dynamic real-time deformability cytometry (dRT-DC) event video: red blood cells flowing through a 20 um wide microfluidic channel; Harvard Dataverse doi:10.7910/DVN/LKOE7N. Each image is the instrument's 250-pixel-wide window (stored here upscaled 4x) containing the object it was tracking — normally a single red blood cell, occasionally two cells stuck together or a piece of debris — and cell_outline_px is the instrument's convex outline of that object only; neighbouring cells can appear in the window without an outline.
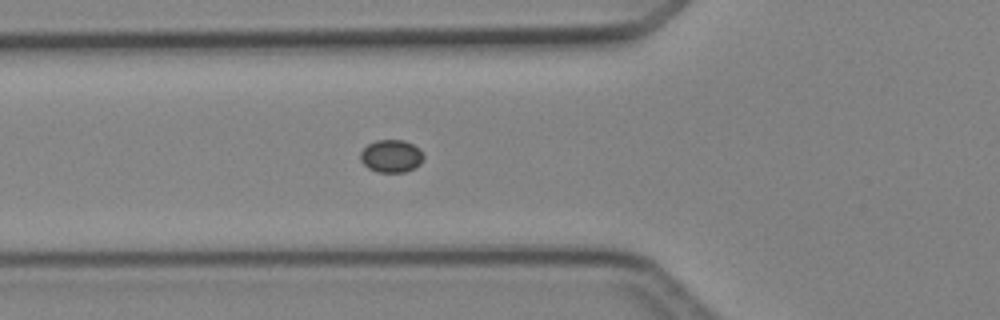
{"species": "Egyptian fruit bat (a non-hibernating species)", "species_latin": "Rousettus aegyptiacus", "temperature_condition": "cold", "stored_images_in_passage": 27, "camera_frame_rate_fps": 3000, "um_per_image_px": 0.085, "animal": {"sex": "female"}, "frame": {"image": 1, "passage_image": 3, "time_ms": 0.667, "image_size_px": [1000, 320], "cell_outline_px": [[424, 156], [420, 164], [404, 172], [380, 172], [368, 168], [360, 160], [360, 152], [368, 144], [376, 140], [404, 140], [412, 144]], "centroid_in_image_um": [33.22, 13.26], "position_along_channel_um": 92.6, "area_um2": 11.79}}
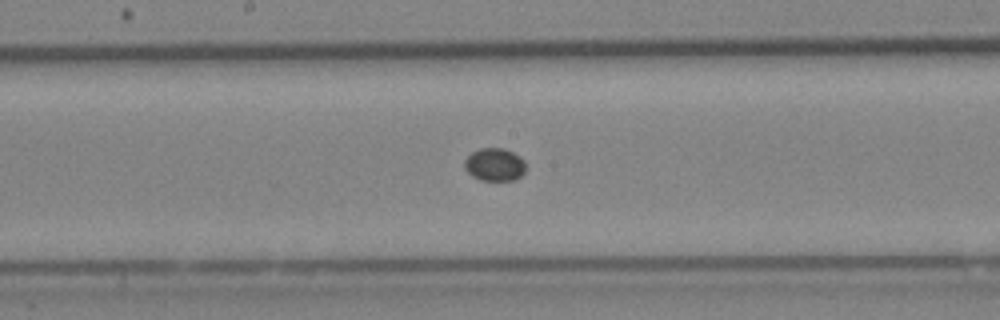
{"frame": {"image": 2, "passage_image": 11, "time_ms": 3.333, "image_size_px": [1000, 320], "cell_outline_px": [[524, 172], [520, 176], [512, 180], [480, 180], [472, 176], [464, 168], [464, 160], [472, 152], [480, 148], [504, 148], [512, 152], [524, 160]], "centroid_in_image_um": [42.01, 13.98], "position_along_channel_um": 206.2, "area_um2": 11.62}}
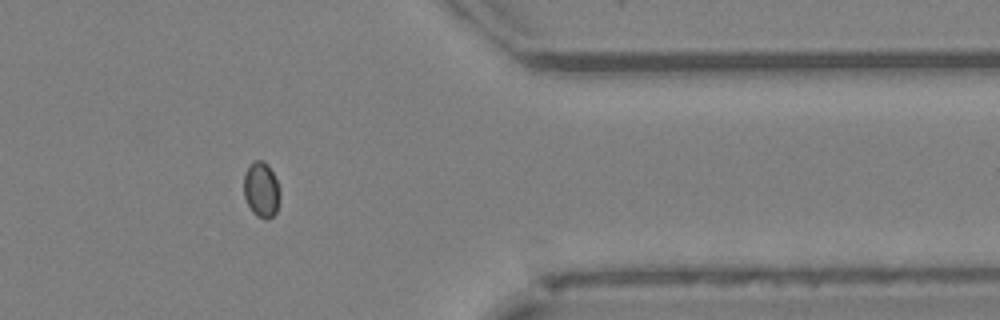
{"frame": {"image": 3, "passage_image": 25, "time_ms": 8.0, "image_size_px": [1000, 320], "cell_outline_px": [[280, 200], [276, 212], [268, 220], [264, 220], [256, 216], [252, 212], [244, 196], [244, 176], [248, 168], [256, 160], [260, 160], [268, 164], [280, 188]], "centroid_in_image_um": [22.24, 16.17], "position_along_channel_um": 389.2, "area_um2": 11.68}}